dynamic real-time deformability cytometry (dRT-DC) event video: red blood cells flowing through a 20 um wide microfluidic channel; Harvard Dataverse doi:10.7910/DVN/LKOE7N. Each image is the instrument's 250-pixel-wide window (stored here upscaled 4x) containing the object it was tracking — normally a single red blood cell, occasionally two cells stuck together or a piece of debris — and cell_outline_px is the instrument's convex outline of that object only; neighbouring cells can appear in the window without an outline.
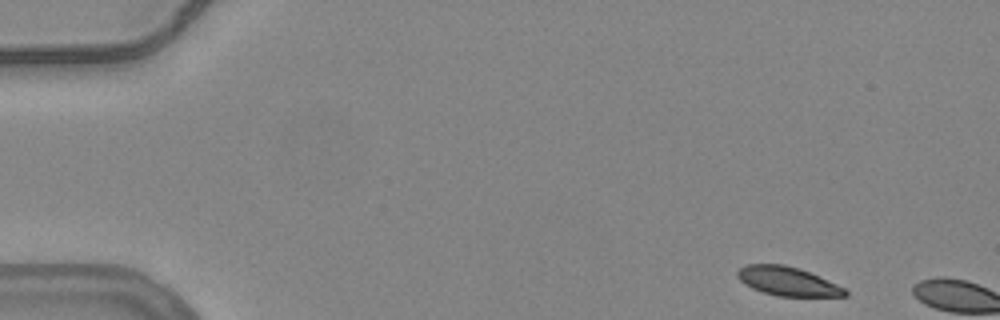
{"species": "common noctule bat (a hibernating species)", "species_latin": "Nyctalus noctula", "temperature_condition": "warm", "stored_images_in_passage": 3, "camera_frame_rate_fps": 3000, "um_per_image_px": 0.085, "animal": {"sex": "female", "body_mass_g": 24.6, "forearm_length_mm": 56.2}, "frame": {"image": 1, "passage_image": 1, "time_ms": 0.0, "image_size_px": [1000, 320], "cell_outline_px": [[848, 296], [776, 296], [752, 288], [744, 284], [736, 276], [736, 272], [740, 268], [748, 264], [784, 264], [800, 268], [836, 284], [844, 288], [848, 292]], "centroid_in_image_um": [66.92, 23.9], "position_along_channel_um": 18.1, "area_um2": 18.03}}